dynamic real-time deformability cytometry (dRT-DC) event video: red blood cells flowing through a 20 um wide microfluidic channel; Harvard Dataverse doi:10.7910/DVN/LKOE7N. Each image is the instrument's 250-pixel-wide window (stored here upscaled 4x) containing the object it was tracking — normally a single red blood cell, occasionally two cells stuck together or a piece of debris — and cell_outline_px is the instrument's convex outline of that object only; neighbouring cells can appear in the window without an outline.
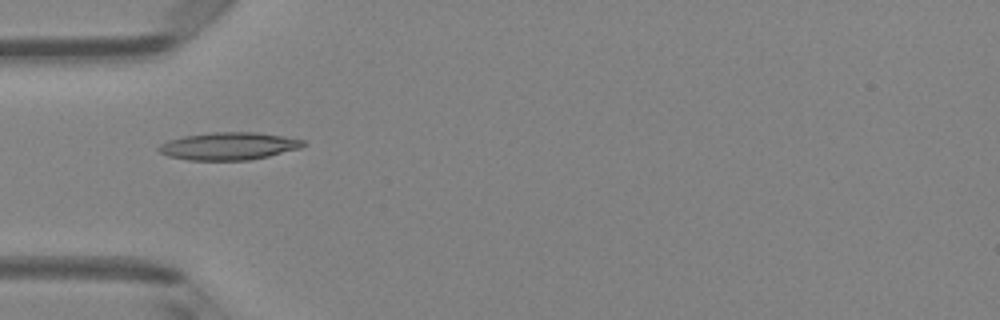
{"species": "Egyptian fruit bat (a non-hibernating species)", "species_latin": "Rousettus aegyptiacus", "temperature_condition": "room temperature", "stored_images_in_passage": 4, "camera_frame_rate_fps": 3000, "um_per_image_px": 0.085, "animal": {"sex": "female"}, "frame": {"image": 1, "passage_image": 4, "time_ms": 3.333, "image_size_px": [1000, 320], "cell_outline_px": [[304, 144], [300, 148], [268, 156], [248, 160], [188, 160], [168, 156], [160, 152], [156, 148], [160, 144], [168, 140], [184, 136], [212, 132], [256, 132], [284, 136], [304, 140]], "centroid_in_image_um": [19.41, 12.41], "position_along_channel_um": 65.6, "area_um2": 23.12}}